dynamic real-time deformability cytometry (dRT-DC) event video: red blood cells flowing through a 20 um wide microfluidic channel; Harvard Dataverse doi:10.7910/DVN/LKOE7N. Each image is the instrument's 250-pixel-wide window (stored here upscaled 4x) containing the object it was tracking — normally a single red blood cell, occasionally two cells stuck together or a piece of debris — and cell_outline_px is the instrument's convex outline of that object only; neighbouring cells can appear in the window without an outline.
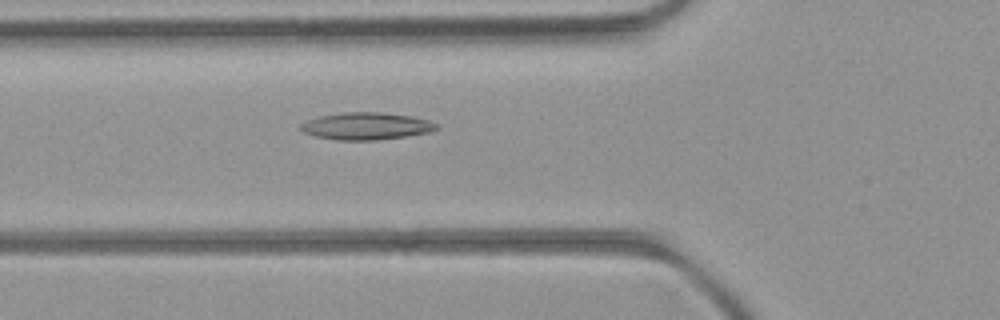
{"species": "common noctule bat (a hibernating species)", "species_latin": "Nyctalus noctula", "temperature_condition": "room temperature", "stored_images_in_passage": 52, "camera_frame_rate_fps": 3000, "um_per_image_px": 0.085, "animal": {"sex": "female", "body_mass_g": 21.9}, "frame": {"image": 1, "passage_image": 19, "time_ms": 6.0, "image_size_px": [1000, 320], "cell_outline_px": [[440, 128], [428, 132], [404, 136], [376, 140], [336, 140], [316, 136], [304, 132], [300, 128], [300, 124], [308, 120], [320, 116], [344, 112], [384, 112], [412, 116], [428, 120], [440, 124]], "centroid_in_image_um": [31.16, 10.71], "position_along_channel_um": 94.6, "area_um2": 21.5}}
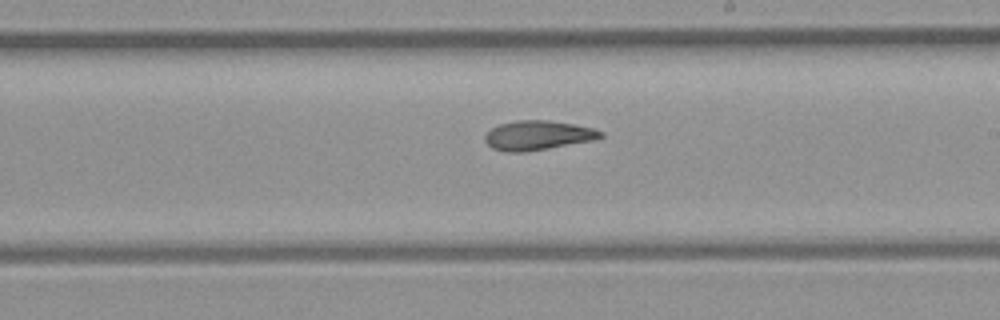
{"frame": {"image": 2, "passage_image": 30, "time_ms": 9.667, "image_size_px": [1000, 320], "cell_outline_px": [[604, 136], [592, 140], [548, 148], [524, 152], [504, 152], [492, 148], [484, 140], [484, 136], [492, 128], [500, 124], [516, 120], [548, 120], [572, 124], [592, 128], [604, 132]], "centroid_in_image_um": [45.68, 11.5], "position_along_channel_um": 243.3, "area_um2": 19.65}}
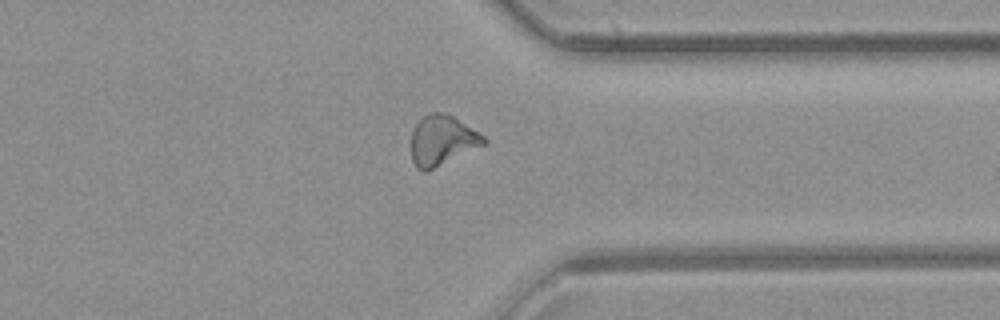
{"frame": {"image": 3, "passage_image": 40, "time_ms": 13.0, "image_size_px": [1000, 320], "cell_outline_px": [[488, 140], [484, 144], [424, 172], [416, 168], [412, 160], [412, 128], [428, 112], [444, 112], [452, 116], [484, 136]], "centroid_in_image_um": [37.54, 11.91], "position_along_channel_um": 373.9, "area_um2": 20.63}, "authors_computed_cell_mechanics": {"area_um2": 20.7213, "velocity_mm_per_s": 4.0287, "shape_relaxation_time_tau1_ms": null, "shape_relaxation_time_tau2_ms": 3.1137, "deformation_change_tau1": null, "deformation_change_tau2": 0.1049}}